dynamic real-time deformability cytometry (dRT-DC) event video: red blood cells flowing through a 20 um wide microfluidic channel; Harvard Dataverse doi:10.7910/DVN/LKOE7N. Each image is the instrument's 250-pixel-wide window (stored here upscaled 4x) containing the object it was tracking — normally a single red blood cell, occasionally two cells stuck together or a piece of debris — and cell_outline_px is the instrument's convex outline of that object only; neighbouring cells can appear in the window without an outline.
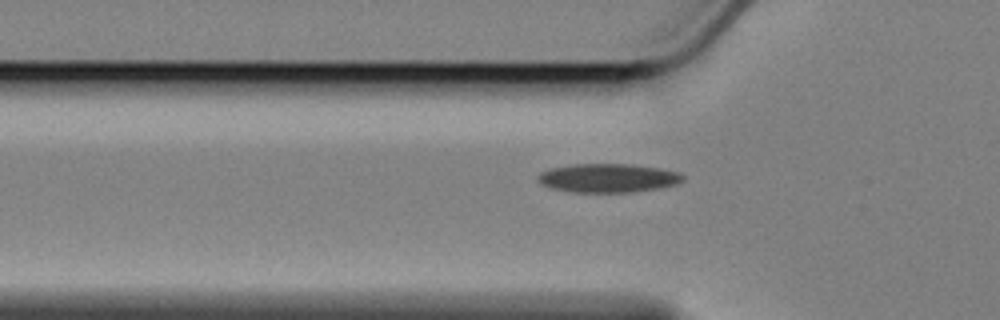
{"species": "Egyptian fruit bat (a non-hibernating species)", "species_latin": "Rousettus aegyptiacus", "temperature_condition": "cold", "stored_images_in_passage": 36, "camera_frame_rate_fps": 3000, "um_per_image_px": 0.085, "animal": {"sex": "female"}, "frame": {"image": 1, "passage_image": 2, "time_ms": 0.333, "image_size_px": [1000, 320], "cell_outline_px": [[684, 180], [676, 184], [660, 188], [632, 192], [572, 192], [552, 188], [540, 184], [536, 180], [536, 176], [540, 172], [552, 168], [572, 164], [632, 164], [660, 168], [680, 172], [684, 176]], "centroid_in_image_um": [51.68, 15.13], "position_along_channel_um": 74.1, "area_um2": 24.51}}
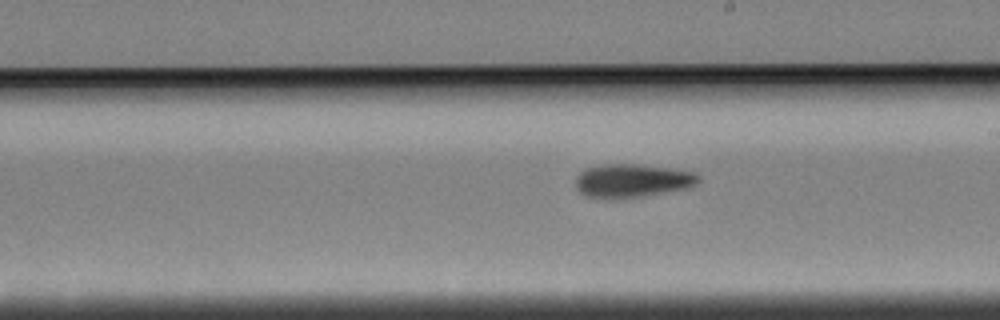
{"frame": {"image": 2, "passage_image": 16, "time_ms": 5.0, "image_size_px": [1000, 320], "cell_outline_px": [[700, 180], [696, 184], [688, 188], [644, 196], [584, 196], [576, 188], [576, 176], [584, 168], [600, 164], [640, 164], [672, 168], [692, 172], [700, 176]], "centroid_in_image_um": [53.75, 15.31], "position_along_channel_um": 235.2, "area_um2": 23.58}}
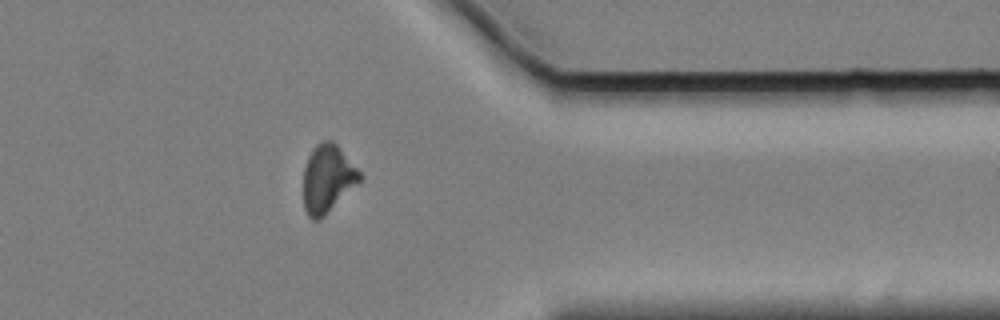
{"frame": {"image": 3, "passage_image": 30, "time_ms": 9.667, "image_size_px": [1000, 320], "cell_outline_px": [[364, 176], [320, 220], [312, 220], [308, 216], [304, 208], [304, 168], [308, 156], [312, 148], [316, 144], [324, 140], [332, 140], [340, 148]], "centroid_in_image_um": [27.82, 15.17], "position_along_channel_um": 383.6, "area_um2": 22.08}, "authors_computed_cell_mechanics": {"area_um2": 23.0911, "velocity_mm_per_s": 3.4338, "shape_relaxation_time_tau1_ms": 10.1356, "shape_relaxation_time_tau2_ms": 7.4653, "deformation_change_tau1": 0.2087, "deformation_change_tau2": 0.1458}}